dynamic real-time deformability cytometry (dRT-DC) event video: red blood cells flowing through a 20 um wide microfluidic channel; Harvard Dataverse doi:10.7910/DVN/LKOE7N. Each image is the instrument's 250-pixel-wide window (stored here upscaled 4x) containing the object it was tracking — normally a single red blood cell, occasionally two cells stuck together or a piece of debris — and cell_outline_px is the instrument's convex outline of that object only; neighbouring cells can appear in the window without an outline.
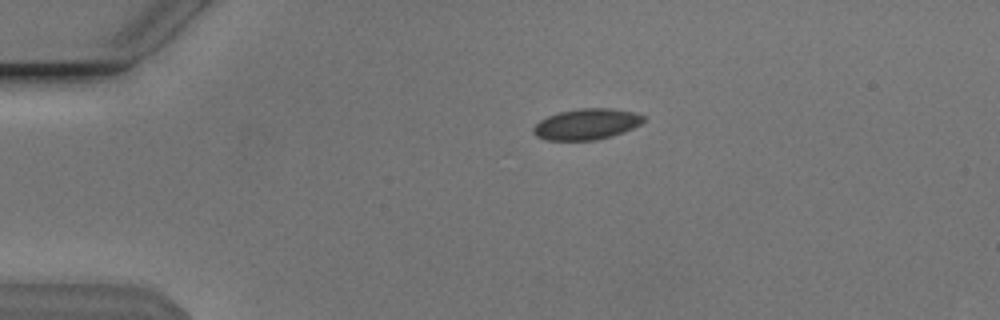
{"species": "Egyptian fruit bat (a non-hibernating species)", "species_latin": "Rousettus aegyptiacus", "temperature_condition": "cold", "stored_images_in_passage": 43, "camera_frame_rate_fps": 3000, "um_per_image_px": 0.085, "animal": {"sex": "male"}, "frame": {"image": 1, "passage_image": 1, "time_ms": 0.0, "image_size_px": [1000, 320], "cell_outline_px": [[648, 120], [632, 128], [612, 136], [596, 140], [544, 140], [536, 136], [532, 132], [532, 128], [540, 120], [556, 112], [580, 108], [612, 108], [636, 112], [644, 116]], "centroid_in_image_um": [49.86, 10.54], "position_along_channel_um": 35.1, "area_um2": 20.11}}
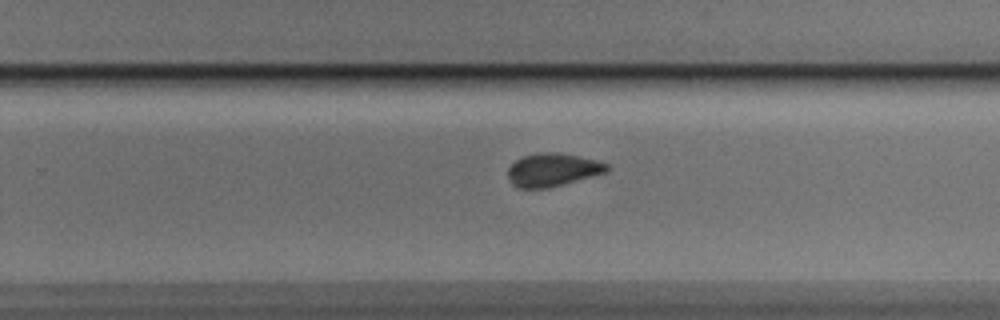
{"frame": {"image": 2, "passage_image": 24, "time_ms": 7.667, "image_size_px": [1000, 320], "cell_outline_px": [[608, 172], [548, 188], [516, 188], [512, 184], [508, 176], [508, 168], [516, 160], [524, 156], [536, 152], [556, 152], [576, 156], [608, 164]], "centroid_in_image_um": [46.93, 14.44], "position_along_channel_um": 282.9, "area_um2": 18.9}}
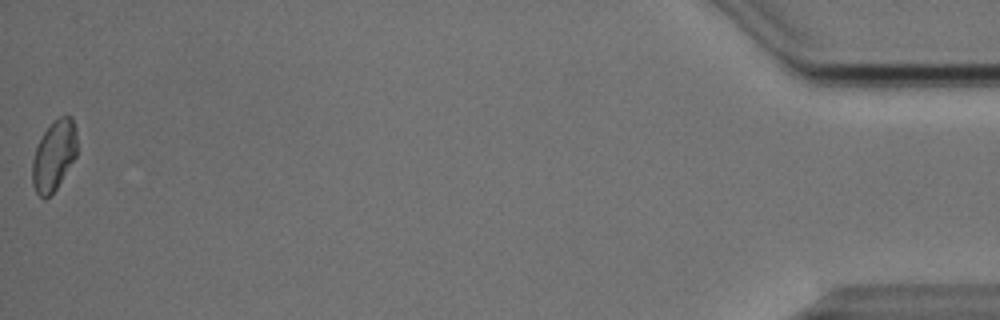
{"frame": {"image": 3, "passage_image": 43, "time_ms": 14.0, "image_size_px": [1000, 320], "cell_outline_px": [[76, 156], [56, 188], [44, 200], [36, 192], [32, 184], [32, 160], [36, 148], [44, 132], [52, 120], [60, 116], [72, 116], [76, 128]], "centroid_in_image_um": [4.58, 13.2], "position_along_channel_um": 430.6, "area_um2": 18.21}, "authors_computed_cell_mechanics": {"area_um2": 19.4786, "velocity_mm_per_s": 3.8336, "shape_relaxation_time_tau1_ms": 4.5549, "shape_relaxation_time_tau2_ms": 1.838, "deformation_change_tau1": 0.0867, "deformation_change_tau2": 0.0636}}